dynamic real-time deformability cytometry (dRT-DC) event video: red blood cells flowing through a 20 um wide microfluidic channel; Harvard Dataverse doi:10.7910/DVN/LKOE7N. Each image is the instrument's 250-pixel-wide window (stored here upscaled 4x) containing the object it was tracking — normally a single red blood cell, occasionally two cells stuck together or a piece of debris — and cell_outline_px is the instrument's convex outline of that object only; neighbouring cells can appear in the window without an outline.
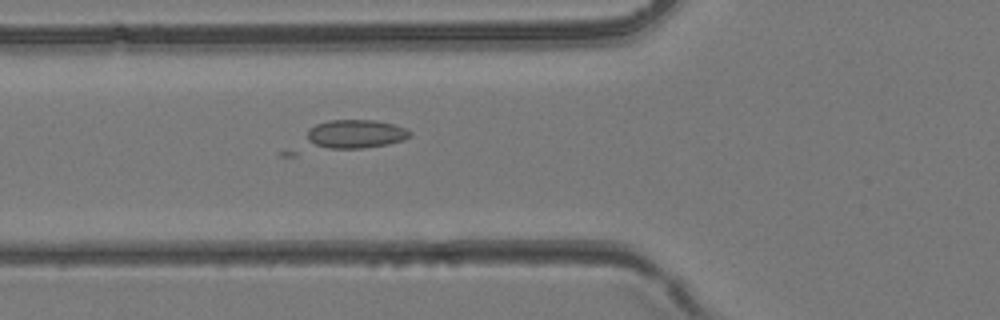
{"species": "common noctule bat (a hibernating species)", "species_latin": "Nyctalus noctula", "temperature_condition": "room temperature", "stored_images_in_passage": 23, "camera_frame_rate_fps": 3000, "um_per_image_px": 0.085, "animal": {"sex": "female", "body_mass_g": 24.6, "forearm_length_mm": 56.2}, "frame": {"image": 1, "passage_image": 4, "time_ms": 1.0, "image_size_px": [1000, 320], "cell_outline_px": [[412, 136], [404, 140], [388, 144], [360, 148], [328, 148], [316, 144], [308, 140], [308, 128], [316, 124], [328, 120], [376, 120], [396, 124], [408, 128], [412, 132]], "centroid_in_image_um": [30.31, 11.36], "position_along_channel_um": 95.5, "area_um2": 17.22}}
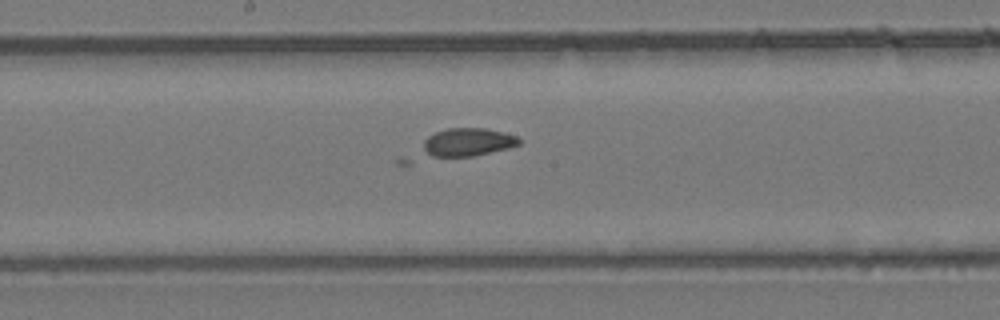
{"frame": {"image": 2, "passage_image": 11, "time_ms": 3.333, "image_size_px": [1000, 320], "cell_outline_px": [[520, 144], [508, 148], [472, 156], [432, 156], [424, 152], [424, 140], [428, 136], [436, 132], [448, 128], [484, 128], [504, 132], [516, 136], [520, 140]], "centroid_in_image_um": [39.77, 12.07], "position_along_channel_um": 208.4, "area_um2": 15.49}}
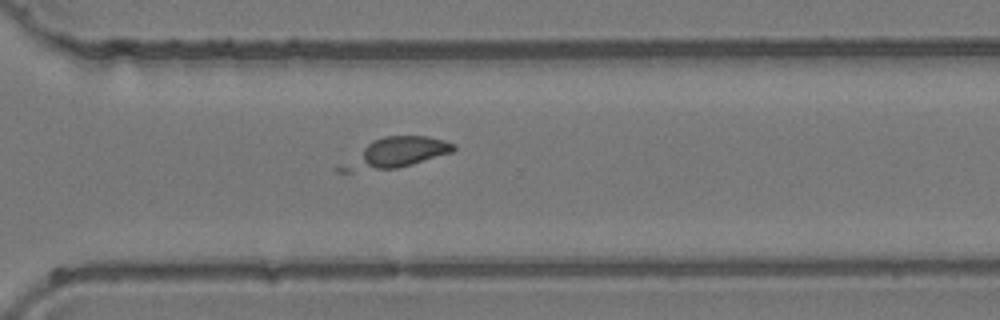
{"frame": {"image": 3, "passage_image": 19, "time_ms": 6.0, "image_size_px": [1000, 320], "cell_outline_px": [[456, 148], [452, 152], [412, 164], [396, 168], [376, 168], [368, 164], [364, 160], [364, 148], [372, 140], [384, 136], [428, 136], [444, 140], [456, 144]], "centroid_in_image_um": [34.39, 12.8], "position_along_channel_um": 336.2, "area_um2": 15.95}}